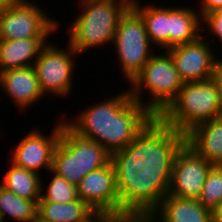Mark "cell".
<instances>
[{"mask_svg": "<svg viewBox=\"0 0 222 222\" xmlns=\"http://www.w3.org/2000/svg\"><path fill=\"white\" fill-rule=\"evenodd\" d=\"M51 180L48 183V187L44 185L41 178L40 200L50 201L53 203H67L78 199L77 186L69 183L63 177L55 174L52 170ZM53 174V175H52ZM45 186V187H44ZM45 188V189H44ZM46 191V192H45Z\"/></svg>", "mask_w": 222, "mask_h": 222, "instance_id": "obj_23", "label": "cell"}, {"mask_svg": "<svg viewBox=\"0 0 222 222\" xmlns=\"http://www.w3.org/2000/svg\"><path fill=\"white\" fill-rule=\"evenodd\" d=\"M118 1L121 4L125 5L128 9H134L137 5H139L140 2L139 0H114Z\"/></svg>", "mask_w": 222, "mask_h": 222, "instance_id": "obj_31", "label": "cell"}, {"mask_svg": "<svg viewBox=\"0 0 222 222\" xmlns=\"http://www.w3.org/2000/svg\"><path fill=\"white\" fill-rule=\"evenodd\" d=\"M212 166L185 143L175 156L168 194L197 200Z\"/></svg>", "mask_w": 222, "mask_h": 222, "instance_id": "obj_13", "label": "cell"}, {"mask_svg": "<svg viewBox=\"0 0 222 222\" xmlns=\"http://www.w3.org/2000/svg\"><path fill=\"white\" fill-rule=\"evenodd\" d=\"M212 78L214 79V81L217 85V88H218L220 106H221V115H222V60L217 65Z\"/></svg>", "mask_w": 222, "mask_h": 222, "instance_id": "obj_28", "label": "cell"}, {"mask_svg": "<svg viewBox=\"0 0 222 222\" xmlns=\"http://www.w3.org/2000/svg\"><path fill=\"white\" fill-rule=\"evenodd\" d=\"M221 116L217 85L213 78L186 82L176 99L159 116L171 128L183 134L200 123Z\"/></svg>", "mask_w": 222, "mask_h": 222, "instance_id": "obj_5", "label": "cell"}, {"mask_svg": "<svg viewBox=\"0 0 222 222\" xmlns=\"http://www.w3.org/2000/svg\"><path fill=\"white\" fill-rule=\"evenodd\" d=\"M100 101L85 105L73 120L64 121L74 132L96 141L111 155L124 149L154 117L132 98L128 88Z\"/></svg>", "mask_w": 222, "mask_h": 222, "instance_id": "obj_2", "label": "cell"}, {"mask_svg": "<svg viewBox=\"0 0 222 222\" xmlns=\"http://www.w3.org/2000/svg\"><path fill=\"white\" fill-rule=\"evenodd\" d=\"M0 89L15 103L18 111L22 109L25 111L45 98L33 66L0 73Z\"/></svg>", "mask_w": 222, "mask_h": 222, "instance_id": "obj_14", "label": "cell"}, {"mask_svg": "<svg viewBox=\"0 0 222 222\" xmlns=\"http://www.w3.org/2000/svg\"><path fill=\"white\" fill-rule=\"evenodd\" d=\"M16 0H0V8L5 7L6 5L15 2Z\"/></svg>", "mask_w": 222, "mask_h": 222, "instance_id": "obj_32", "label": "cell"}, {"mask_svg": "<svg viewBox=\"0 0 222 222\" xmlns=\"http://www.w3.org/2000/svg\"><path fill=\"white\" fill-rule=\"evenodd\" d=\"M95 213L79 198L67 203L38 201L37 216L46 222H86Z\"/></svg>", "mask_w": 222, "mask_h": 222, "instance_id": "obj_20", "label": "cell"}, {"mask_svg": "<svg viewBox=\"0 0 222 222\" xmlns=\"http://www.w3.org/2000/svg\"><path fill=\"white\" fill-rule=\"evenodd\" d=\"M137 5L134 10L144 21L147 36L156 48L167 51L169 49V7L155 5Z\"/></svg>", "mask_w": 222, "mask_h": 222, "instance_id": "obj_19", "label": "cell"}, {"mask_svg": "<svg viewBox=\"0 0 222 222\" xmlns=\"http://www.w3.org/2000/svg\"><path fill=\"white\" fill-rule=\"evenodd\" d=\"M210 41L201 35L193 42L167 50L183 83L203 81L213 77L222 58H219L217 52L214 53Z\"/></svg>", "mask_w": 222, "mask_h": 222, "instance_id": "obj_10", "label": "cell"}, {"mask_svg": "<svg viewBox=\"0 0 222 222\" xmlns=\"http://www.w3.org/2000/svg\"><path fill=\"white\" fill-rule=\"evenodd\" d=\"M152 214L161 222H212V211L198 200L169 194Z\"/></svg>", "mask_w": 222, "mask_h": 222, "instance_id": "obj_16", "label": "cell"}, {"mask_svg": "<svg viewBox=\"0 0 222 222\" xmlns=\"http://www.w3.org/2000/svg\"><path fill=\"white\" fill-rule=\"evenodd\" d=\"M60 139L55 147L52 171L77 186L81 179L106 166L111 154L94 140L74 132L63 120Z\"/></svg>", "mask_w": 222, "mask_h": 222, "instance_id": "obj_6", "label": "cell"}, {"mask_svg": "<svg viewBox=\"0 0 222 222\" xmlns=\"http://www.w3.org/2000/svg\"><path fill=\"white\" fill-rule=\"evenodd\" d=\"M157 52L150 57L129 86L132 98L155 117H159L169 107L184 84L171 55L167 51ZM145 90L150 94L148 99L143 98Z\"/></svg>", "mask_w": 222, "mask_h": 222, "instance_id": "obj_4", "label": "cell"}, {"mask_svg": "<svg viewBox=\"0 0 222 222\" xmlns=\"http://www.w3.org/2000/svg\"><path fill=\"white\" fill-rule=\"evenodd\" d=\"M113 218L108 217L101 213H95L88 221L86 222H111Z\"/></svg>", "mask_w": 222, "mask_h": 222, "instance_id": "obj_29", "label": "cell"}, {"mask_svg": "<svg viewBox=\"0 0 222 222\" xmlns=\"http://www.w3.org/2000/svg\"><path fill=\"white\" fill-rule=\"evenodd\" d=\"M186 135L153 117L124 149L111 155L119 195V219L152 213L168 194L176 154Z\"/></svg>", "mask_w": 222, "mask_h": 222, "instance_id": "obj_1", "label": "cell"}, {"mask_svg": "<svg viewBox=\"0 0 222 222\" xmlns=\"http://www.w3.org/2000/svg\"><path fill=\"white\" fill-rule=\"evenodd\" d=\"M42 48L33 67L35 69L40 90L44 96L68 97L73 92L72 84L77 64L75 59L79 54L67 43L66 48L57 46L54 42ZM75 69V70H74ZM72 91V92H71Z\"/></svg>", "mask_w": 222, "mask_h": 222, "instance_id": "obj_9", "label": "cell"}, {"mask_svg": "<svg viewBox=\"0 0 222 222\" xmlns=\"http://www.w3.org/2000/svg\"><path fill=\"white\" fill-rule=\"evenodd\" d=\"M212 222H222V202L212 211Z\"/></svg>", "mask_w": 222, "mask_h": 222, "instance_id": "obj_30", "label": "cell"}, {"mask_svg": "<svg viewBox=\"0 0 222 222\" xmlns=\"http://www.w3.org/2000/svg\"><path fill=\"white\" fill-rule=\"evenodd\" d=\"M202 27H204L202 28V31H207H205L206 34L202 35L205 38H209V36L213 38L214 36L216 39H218L217 41L221 44L222 47V8L218 11L207 14L202 19Z\"/></svg>", "mask_w": 222, "mask_h": 222, "instance_id": "obj_25", "label": "cell"}, {"mask_svg": "<svg viewBox=\"0 0 222 222\" xmlns=\"http://www.w3.org/2000/svg\"><path fill=\"white\" fill-rule=\"evenodd\" d=\"M197 8L173 5L169 7V49L197 40L202 31V19Z\"/></svg>", "mask_w": 222, "mask_h": 222, "instance_id": "obj_18", "label": "cell"}, {"mask_svg": "<svg viewBox=\"0 0 222 222\" xmlns=\"http://www.w3.org/2000/svg\"><path fill=\"white\" fill-rule=\"evenodd\" d=\"M186 135V144L213 165H222V115L198 124Z\"/></svg>", "mask_w": 222, "mask_h": 222, "instance_id": "obj_15", "label": "cell"}, {"mask_svg": "<svg viewBox=\"0 0 222 222\" xmlns=\"http://www.w3.org/2000/svg\"><path fill=\"white\" fill-rule=\"evenodd\" d=\"M30 222H46V221L42 220L39 216H36Z\"/></svg>", "mask_w": 222, "mask_h": 222, "instance_id": "obj_33", "label": "cell"}, {"mask_svg": "<svg viewBox=\"0 0 222 222\" xmlns=\"http://www.w3.org/2000/svg\"><path fill=\"white\" fill-rule=\"evenodd\" d=\"M111 222H126L124 219H113Z\"/></svg>", "mask_w": 222, "mask_h": 222, "instance_id": "obj_34", "label": "cell"}, {"mask_svg": "<svg viewBox=\"0 0 222 222\" xmlns=\"http://www.w3.org/2000/svg\"><path fill=\"white\" fill-rule=\"evenodd\" d=\"M112 44L116 49V59L120 62L118 69H121L123 78L130 85L155 53L144 21L134 9H128L120 18Z\"/></svg>", "mask_w": 222, "mask_h": 222, "instance_id": "obj_7", "label": "cell"}, {"mask_svg": "<svg viewBox=\"0 0 222 222\" xmlns=\"http://www.w3.org/2000/svg\"><path fill=\"white\" fill-rule=\"evenodd\" d=\"M198 4L200 8L197 10L201 19H203L207 14L218 11L222 8V0H200Z\"/></svg>", "mask_w": 222, "mask_h": 222, "instance_id": "obj_26", "label": "cell"}, {"mask_svg": "<svg viewBox=\"0 0 222 222\" xmlns=\"http://www.w3.org/2000/svg\"><path fill=\"white\" fill-rule=\"evenodd\" d=\"M8 165L0 184L19 197L28 200H40L41 178L43 175L18 167L12 162Z\"/></svg>", "mask_w": 222, "mask_h": 222, "instance_id": "obj_21", "label": "cell"}, {"mask_svg": "<svg viewBox=\"0 0 222 222\" xmlns=\"http://www.w3.org/2000/svg\"><path fill=\"white\" fill-rule=\"evenodd\" d=\"M54 122L51 134L33 128L15 145L10 160L18 167L40 174V170H52L53 153L60 139L62 121ZM56 123V124H55Z\"/></svg>", "mask_w": 222, "mask_h": 222, "instance_id": "obj_11", "label": "cell"}, {"mask_svg": "<svg viewBox=\"0 0 222 222\" xmlns=\"http://www.w3.org/2000/svg\"><path fill=\"white\" fill-rule=\"evenodd\" d=\"M37 5L33 0H16L0 8V39L50 38L60 31L61 22Z\"/></svg>", "mask_w": 222, "mask_h": 222, "instance_id": "obj_8", "label": "cell"}, {"mask_svg": "<svg viewBox=\"0 0 222 222\" xmlns=\"http://www.w3.org/2000/svg\"><path fill=\"white\" fill-rule=\"evenodd\" d=\"M123 219L126 222H161L152 213L130 214Z\"/></svg>", "mask_w": 222, "mask_h": 222, "instance_id": "obj_27", "label": "cell"}, {"mask_svg": "<svg viewBox=\"0 0 222 222\" xmlns=\"http://www.w3.org/2000/svg\"><path fill=\"white\" fill-rule=\"evenodd\" d=\"M197 200L211 211L222 202V165L212 166Z\"/></svg>", "mask_w": 222, "mask_h": 222, "instance_id": "obj_24", "label": "cell"}, {"mask_svg": "<svg viewBox=\"0 0 222 222\" xmlns=\"http://www.w3.org/2000/svg\"><path fill=\"white\" fill-rule=\"evenodd\" d=\"M77 194L96 213L119 219V195L111 161L85 175L77 185Z\"/></svg>", "mask_w": 222, "mask_h": 222, "instance_id": "obj_12", "label": "cell"}, {"mask_svg": "<svg viewBox=\"0 0 222 222\" xmlns=\"http://www.w3.org/2000/svg\"><path fill=\"white\" fill-rule=\"evenodd\" d=\"M50 38L0 39V73L33 66Z\"/></svg>", "mask_w": 222, "mask_h": 222, "instance_id": "obj_17", "label": "cell"}, {"mask_svg": "<svg viewBox=\"0 0 222 222\" xmlns=\"http://www.w3.org/2000/svg\"><path fill=\"white\" fill-rule=\"evenodd\" d=\"M78 1L81 11L69 24L68 43L79 55L95 47L111 45L120 18L128 8L114 0Z\"/></svg>", "mask_w": 222, "mask_h": 222, "instance_id": "obj_3", "label": "cell"}, {"mask_svg": "<svg viewBox=\"0 0 222 222\" xmlns=\"http://www.w3.org/2000/svg\"><path fill=\"white\" fill-rule=\"evenodd\" d=\"M39 200H28L14 194L0 184V221L6 216L18 222H30L37 216Z\"/></svg>", "mask_w": 222, "mask_h": 222, "instance_id": "obj_22", "label": "cell"}]
</instances>
